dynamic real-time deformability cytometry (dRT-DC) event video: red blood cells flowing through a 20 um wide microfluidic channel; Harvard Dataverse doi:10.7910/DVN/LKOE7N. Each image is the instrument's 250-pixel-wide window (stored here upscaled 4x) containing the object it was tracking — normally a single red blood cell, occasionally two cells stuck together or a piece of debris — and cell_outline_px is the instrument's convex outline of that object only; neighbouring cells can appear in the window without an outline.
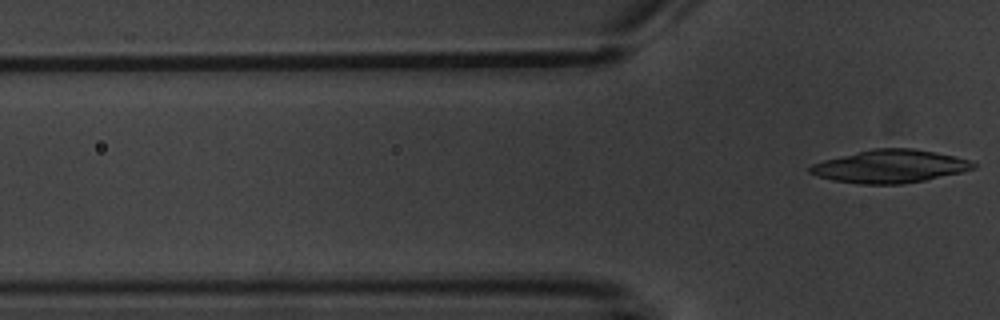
{"species": "common noctule bat (a hibernating species)", "species_latin": "Nyctalus noctula", "temperature_condition": "warm", "stored_images_in_passage": 6, "camera_frame_rate_fps": 3000, "um_per_image_px": 0.085, "animal": {"sex": "male", "body_mass_g": 20.1, "forearm_length_mm": 53.5}, "frame": {"image": 1, "passage_image": 6, "time_ms": 6.0, "image_size_px": [1000, 320], "cell_outline_px": [[976, 168], [960, 172], [924, 180], [900, 184], [860, 184], [832, 180], [816, 176], [808, 172], [808, 168], [812, 164], [824, 160], [872, 148], [912, 148], [952, 156], [968, 160], [976, 164]], "centroid_in_image_um": [75.59, 14.14], "position_along_channel_um": 50.2, "area_um2": 31.04}}